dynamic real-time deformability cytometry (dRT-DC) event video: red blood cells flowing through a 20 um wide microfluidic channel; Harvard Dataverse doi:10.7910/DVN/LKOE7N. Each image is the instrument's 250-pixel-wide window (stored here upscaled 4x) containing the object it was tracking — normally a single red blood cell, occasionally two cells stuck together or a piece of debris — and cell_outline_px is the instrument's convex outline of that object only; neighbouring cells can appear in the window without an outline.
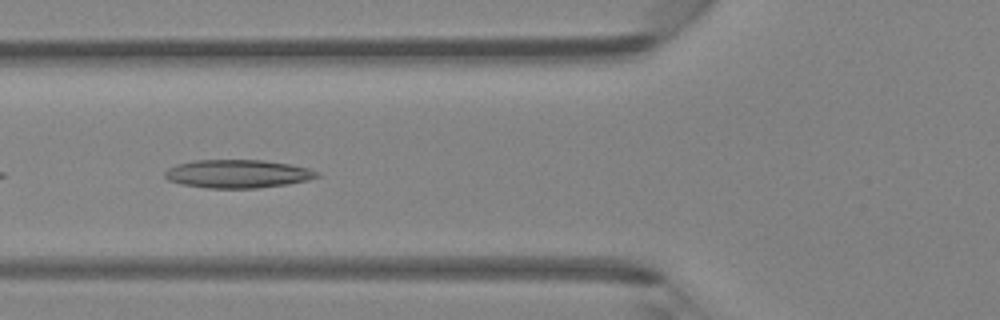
{"species": "Egyptian fruit bat (a non-hibernating species)", "species_latin": "Rousettus aegyptiacus", "temperature_condition": "room temperature", "stored_images_in_passage": 4, "camera_frame_rate_fps": 3000, "um_per_image_px": 0.085, "animal": {"sex": "female"}, "frame": {"image": 1, "passage_image": 4, "time_ms": 3.333, "image_size_px": [1000, 320], "cell_outline_px": [[320, 176], [308, 180], [288, 184], [256, 188], [208, 188], [180, 184], [168, 180], [164, 176], [164, 172], [168, 168], [176, 164], [196, 160], [264, 160], [288, 164], [308, 168], [320, 172]], "centroid_in_image_um": [20.19, 14.77], "position_along_channel_um": 105.6, "area_um2": 25.14}}